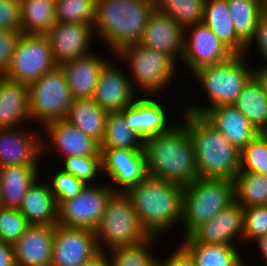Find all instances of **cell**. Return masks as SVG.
<instances>
[{
	"instance_id": "obj_1",
	"label": "cell",
	"mask_w": 267,
	"mask_h": 266,
	"mask_svg": "<svg viewBox=\"0 0 267 266\" xmlns=\"http://www.w3.org/2000/svg\"><path fill=\"white\" fill-rule=\"evenodd\" d=\"M148 176L182 186L199 178L190 133L185 124H175L167 133L143 141Z\"/></svg>"
},
{
	"instance_id": "obj_2",
	"label": "cell",
	"mask_w": 267,
	"mask_h": 266,
	"mask_svg": "<svg viewBox=\"0 0 267 266\" xmlns=\"http://www.w3.org/2000/svg\"><path fill=\"white\" fill-rule=\"evenodd\" d=\"M183 190L180 184L147 176L125 194L144 230L150 237H159L182 222Z\"/></svg>"
},
{
	"instance_id": "obj_3",
	"label": "cell",
	"mask_w": 267,
	"mask_h": 266,
	"mask_svg": "<svg viewBox=\"0 0 267 266\" xmlns=\"http://www.w3.org/2000/svg\"><path fill=\"white\" fill-rule=\"evenodd\" d=\"M155 0H96L94 34L111 52L140 43Z\"/></svg>"
},
{
	"instance_id": "obj_4",
	"label": "cell",
	"mask_w": 267,
	"mask_h": 266,
	"mask_svg": "<svg viewBox=\"0 0 267 266\" xmlns=\"http://www.w3.org/2000/svg\"><path fill=\"white\" fill-rule=\"evenodd\" d=\"M199 178L229 179L239 173L240 152L202 116L184 111Z\"/></svg>"
},
{
	"instance_id": "obj_5",
	"label": "cell",
	"mask_w": 267,
	"mask_h": 266,
	"mask_svg": "<svg viewBox=\"0 0 267 266\" xmlns=\"http://www.w3.org/2000/svg\"><path fill=\"white\" fill-rule=\"evenodd\" d=\"M247 58L245 54H234L225 61L202 67L194 72L195 78L209 99V107L192 104L183 110L202 116L212 107L234 105L243 87L254 75V69L246 63Z\"/></svg>"
},
{
	"instance_id": "obj_6",
	"label": "cell",
	"mask_w": 267,
	"mask_h": 266,
	"mask_svg": "<svg viewBox=\"0 0 267 266\" xmlns=\"http://www.w3.org/2000/svg\"><path fill=\"white\" fill-rule=\"evenodd\" d=\"M235 201L234 181L197 178L183 190L182 222L185 237Z\"/></svg>"
},
{
	"instance_id": "obj_7",
	"label": "cell",
	"mask_w": 267,
	"mask_h": 266,
	"mask_svg": "<svg viewBox=\"0 0 267 266\" xmlns=\"http://www.w3.org/2000/svg\"><path fill=\"white\" fill-rule=\"evenodd\" d=\"M99 251L136 245L150 238L142 227L131 199L115 192L106 203L102 220L95 230ZM106 247V248H105Z\"/></svg>"
},
{
	"instance_id": "obj_8",
	"label": "cell",
	"mask_w": 267,
	"mask_h": 266,
	"mask_svg": "<svg viewBox=\"0 0 267 266\" xmlns=\"http://www.w3.org/2000/svg\"><path fill=\"white\" fill-rule=\"evenodd\" d=\"M127 61L132 85L154 95L167 89L176 72V63L166 54L149 49L140 43L121 48L114 56ZM136 84H134V83ZM167 86V87H166ZM162 90V91H161Z\"/></svg>"
},
{
	"instance_id": "obj_9",
	"label": "cell",
	"mask_w": 267,
	"mask_h": 266,
	"mask_svg": "<svg viewBox=\"0 0 267 266\" xmlns=\"http://www.w3.org/2000/svg\"><path fill=\"white\" fill-rule=\"evenodd\" d=\"M30 117L44 127L66 119L74 98L61 67L45 73L29 85Z\"/></svg>"
},
{
	"instance_id": "obj_10",
	"label": "cell",
	"mask_w": 267,
	"mask_h": 266,
	"mask_svg": "<svg viewBox=\"0 0 267 266\" xmlns=\"http://www.w3.org/2000/svg\"><path fill=\"white\" fill-rule=\"evenodd\" d=\"M56 66L46 35L22 33L3 76L29 85Z\"/></svg>"
},
{
	"instance_id": "obj_11",
	"label": "cell",
	"mask_w": 267,
	"mask_h": 266,
	"mask_svg": "<svg viewBox=\"0 0 267 266\" xmlns=\"http://www.w3.org/2000/svg\"><path fill=\"white\" fill-rule=\"evenodd\" d=\"M98 185H86L78 195L62 201L58 205L57 224L95 231L102 220L107 201L115 193L108 183Z\"/></svg>"
},
{
	"instance_id": "obj_12",
	"label": "cell",
	"mask_w": 267,
	"mask_h": 266,
	"mask_svg": "<svg viewBox=\"0 0 267 266\" xmlns=\"http://www.w3.org/2000/svg\"><path fill=\"white\" fill-rule=\"evenodd\" d=\"M99 252L95 231L55 225L51 266H82Z\"/></svg>"
},
{
	"instance_id": "obj_13",
	"label": "cell",
	"mask_w": 267,
	"mask_h": 266,
	"mask_svg": "<svg viewBox=\"0 0 267 266\" xmlns=\"http://www.w3.org/2000/svg\"><path fill=\"white\" fill-rule=\"evenodd\" d=\"M234 53L204 23L185 29L182 61L192 73L229 59Z\"/></svg>"
},
{
	"instance_id": "obj_14",
	"label": "cell",
	"mask_w": 267,
	"mask_h": 266,
	"mask_svg": "<svg viewBox=\"0 0 267 266\" xmlns=\"http://www.w3.org/2000/svg\"><path fill=\"white\" fill-rule=\"evenodd\" d=\"M101 155L102 173L114 182L109 185L115 192L125 193L148 176L143 150L101 149Z\"/></svg>"
},
{
	"instance_id": "obj_15",
	"label": "cell",
	"mask_w": 267,
	"mask_h": 266,
	"mask_svg": "<svg viewBox=\"0 0 267 266\" xmlns=\"http://www.w3.org/2000/svg\"><path fill=\"white\" fill-rule=\"evenodd\" d=\"M244 208L236 201L198 226L182 243L237 245L243 240Z\"/></svg>"
},
{
	"instance_id": "obj_16",
	"label": "cell",
	"mask_w": 267,
	"mask_h": 266,
	"mask_svg": "<svg viewBox=\"0 0 267 266\" xmlns=\"http://www.w3.org/2000/svg\"><path fill=\"white\" fill-rule=\"evenodd\" d=\"M108 61L102 68L92 96L94 102L108 113L120 112L135 100L131 76Z\"/></svg>"
},
{
	"instance_id": "obj_17",
	"label": "cell",
	"mask_w": 267,
	"mask_h": 266,
	"mask_svg": "<svg viewBox=\"0 0 267 266\" xmlns=\"http://www.w3.org/2000/svg\"><path fill=\"white\" fill-rule=\"evenodd\" d=\"M92 32L94 33L93 24L55 23L46 34L55 63L60 65L90 54V44L96 35Z\"/></svg>"
},
{
	"instance_id": "obj_18",
	"label": "cell",
	"mask_w": 267,
	"mask_h": 266,
	"mask_svg": "<svg viewBox=\"0 0 267 266\" xmlns=\"http://www.w3.org/2000/svg\"><path fill=\"white\" fill-rule=\"evenodd\" d=\"M44 128L49 139L48 137L46 139L42 138V153L53 147V150L55 151L54 148H56V152L58 151L63 158L69 156H102L100 143L91 136L85 135L79 128L65 119L48 123ZM49 141L53 143L52 146Z\"/></svg>"
},
{
	"instance_id": "obj_19",
	"label": "cell",
	"mask_w": 267,
	"mask_h": 266,
	"mask_svg": "<svg viewBox=\"0 0 267 266\" xmlns=\"http://www.w3.org/2000/svg\"><path fill=\"white\" fill-rule=\"evenodd\" d=\"M184 39L185 29L168 15L154 9L140 44L166 54L177 63L176 60H181L183 56Z\"/></svg>"
},
{
	"instance_id": "obj_20",
	"label": "cell",
	"mask_w": 267,
	"mask_h": 266,
	"mask_svg": "<svg viewBox=\"0 0 267 266\" xmlns=\"http://www.w3.org/2000/svg\"><path fill=\"white\" fill-rule=\"evenodd\" d=\"M20 129H0V167L38 166V157L42 155V137L28 132L26 128Z\"/></svg>"
},
{
	"instance_id": "obj_21",
	"label": "cell",
	"mask_w": 267,
	"mask_h": 266,
	"mask_svg": "<svg viewBox=\"0 0 267 266\" xmlns=\"http://www.w3.org/2000/svg\"><path fill=\"white\" fill-rule=\"evenodd\" d=\"M130 128L143 141L152 136L167 133L174 125L169 123L168 112L157 99L141 97L120 111ZM168 118V119H167Z\"/></svg>"
},
{
	"instance_id": "obj_22",
	"label": "cell",
	"mask_w": 267,
	"mask_h": 266,
	"mask_svg": "<svg viewBox=\"0 0 267 266\" xmlns=\"http://www.w3.org/2000/svg\"><path fill=\"white\" fill-rule=\"evenodd\" d=\"M55 226L29 225L13 244L16 266H51Z\"/></svg>"
},
{
	"instance_id": "obj_23",
	"label": "cell",
	"mask_w": 267,
	"mask_h": 266,
	"mask_svg": "<svg viewBox=\"0 0 267 266\" xmlns=\"http://www.w3.org/2000/svg\"><path fill=\"white\" fill-rule=\"evenodd\" d=\"M202 117L239 152L260 133L234 105L212 107Z\"/></svg>"
},
{
	"instance_id": "obj_24",
	"label": "cell",
	"mask_w": 267,
	"mask_h": 266,
	"mask_svg": "<svg viewBox=\"0 0 267 266\" xmlns=\"http://www.w3.org/2000/svg\"><path fill=\"white\" fill-rule=\"evenodd\" d=\"M109 60L95 53L63 62V70L74 99L92 98L103 66Z\"/></svg>"
},
{
	"instance_id": "obj_25",
	"label": "cell",
	"mask_w": 267,
	"mask_h": 266,
	"mask_svg": "<svg viewBox=\"0 0 267 266\" xmlns=\"http://www.w3.org/2000/svg\"><path fill=\"white\" fill-rule=\"evenodd\" d=\"M31 120L29 86L0 77V129L16 128Z\"/></svg>"
},
{
	"instance_id": "obj_26",
	"label": "cell",
	"mask_w": 267,
	"mask_h": 266,
	"mask_svg": "<svg viewBox=\"0 0 267 266\" xmlns=\"http://www.w3.org/2000/svg\"><path fill=\"white\" fill-rule=\"evenodd\" d=\"M19 210L29 225H57L58 205L47 181L36 180L27 190Z\"/></svg>"
},
{
	"instance_id": "obj_27",
	"label": "cell",
	"mask_w": 267,
	"mask_h": 266,
	"mask_svg": "<svg viewBox=\"0 0 267 266\" xmlns=\"http://www.w3.org/2000/svg\"><path fill=\"white\" fill-rule=\"evenodd\" d=\"M39 169L25 165L0 167V206L19 209L27 190L40 178Z\"/></svg>"
},
{
	"instance_id": "obj_28",
	"label": "cell",
	"mask_w": 267,
	"mask_h": 266,
	"mask_svg": "<svg viewBox=\"0 0 267 266\" xmlns=\"http://www.w3.org/2000/svg\"><path fill=\"white\" fill-rule=\"evenodd\" d=\"M234 54H244L247 44L237 35L227 0H205L203 22Z\"/></svg>"
},
{
	"instance_id": "obj_29",
	"label": "cell",
	"mask_w": 267,
	"mask_h": 266,
	"mask_svg": "<svg viewBox=\"0 0 267 266\" xmlns=\"http://www.w3.org/2000/svg\"><path fill=\"white\" fill-rule=\"evenodd\" d=\"M107 115L108 112L92 98L74 99L65 120L101 143L105 136Z\"/></svg>"
},
{
	"instance_id": "obj_30",
	"label": "cell",
	"mask_w": 267,
	"mask_h": 266,
	"mask_svg": "<svg viewBox=\"0 0 267 266\" xmlns=\"http://www.w3.org/2000/svg\"><path fill=\"white\" fill-rule=\"evenodd\" d=\"M21 32L46 35L55 25L54 0H20Z\"/></svg>"
},
{
	"instance_id": "obj_31",
	"label": "cell",
	"mask_w": 267,
	"mask_h": 266,
	"mask_svg": "<svg viewBox=\"0 0 267 266\" xmlns=\"http://www.w3.org/2000/svg\"><path fill=\"white\" fill-rule=\"evenodd\" d=\"M234 106L261 132L267 126V99L253 75L243 87Z\"/></svg>"
},
{
	"instance_id": "obj_32",
	"label": "cell",
	"mask_w": 267,
	"mask_h": 266,
	"mask_svg": "<svg viewBox=\"0 0 267 266\" xmlns=\"http://www.w3.org/2000/svg\"><path fill=\"white\" fill-rule=\"evenodd\" d=\"M196 266H240L245 260L236 245L181 243Z\"/></svg>"
},
{
	"instance_id": "obj_33",
	"label": "cell",
	"mask_w": 267,
	"mask_h": 266,
	"mask_svg": "<svg viewBox=\"0 0 267 266\" xmlns=\"http://www.w3.org/2000/svg\"><path fill=\"white\" fill-rule=\"evenodd\" d=\"M237 35L246 43L253 38L259 18L265 13L264 0H227Z\"/></svg>"
},
{
	"instance_id": "obj_34",
	"label": "cell",
	"mask_w": 267,
	"mask_h": 266,
	"mask_svg": "<svg viewBox=\"0 0 267 266\" xmlns=\"http://www.w3.org/2000/svg\"><path fill=\"white\" fill-rule=\"evenodd\" d=\"M100 148L143 150V139L130 128L120 112H110L107 115L105 136Z\"/></svg>"
},
{
	"instance_id": "obj_35",
	"label": "cell",
	"mask_w": 267,
	"mask_h": 266,
	"mask_svg": "<svg viewBox=\"0 0 267 266\" xmlns=\"http://www.w3.org/2000/svg\"><path fill=\"white\" fill-rule=\"evenodd\" d=\"M235 201L243 208L266 205L267 174L238 173L234 179Z\"/></svg>"
},
{
	"instance_id": "obj_36",
	"label": "cell",
	"mask_w": 267,
	"mask_h": 266,
	"mask_svg": "<svg viewBox=\"0 0 267 266\" xmlns=\"http://www.w3.org/2000/svg\"><path fill=\"white\" fill-rule=\"evenodd\" d=\"M204 4V0H155V9L186 29L203 22Z\"/></svg>"
},
{
	"instance_id": "obj_37",
	"label": "cell",
	"mask_w": 267,
	"mask_h": 266,
	"mask_svg": "<svg viewBox=\"0 0 267 266\" xmlns=\"http://www.w3.org/2000/svg\"><path fill=\"white\" fill-rule=\"evenodd\" d=\"M158 237H150L136 245L113 248L107 253L111 266H157L158 256H153L149 251L150 244H155ZM154 241V242H153Z\"/></svg>"
},
{
	"instance_id": "obj_38",
	"label": "cell",
	"mask_w": 267,
	"mask_h": 266,
	"mask_svg": "<svg viewBox=\"0 0 267 266\" xmlns=\"http://www.w3.org/2000/svg\"><path fill=\"white\" fill-rule=\"evenodd\" d=\"M96 0H55L56 23H85L95 21Z\"/></svg>"
},
{
	"instance_id": "obj_39",
	"label": "cell",
	"mask_w": 267,
	"mask_h": 266,
	"mask_svg": "<svg viewBox=\"0 0 267 266\" xmlns=\"http://www.w3.org/2000/svg\"><path fill=\"white\" fill-rule=\"evenodd\" d=\"M239 173L267 174V140L261 133L240 151Z\"/></svg>"
},
{
	"instance_id": "obj_40",
	"label": "cell",
	"mask_w": 267,
	"mask_h": 266,
	"mask_svg": "<svg viewBox=\"0 0 267 266\" xmlns=\"http://www.w3.org/2000/svg\"><path fill=\"white\" fill-rule=\"evenodd\" d=\"M63 162L62 170L72 174L86 185H92L97 175L102 173V156H69L63 158Z\"/></svg>"
},
{
	"instance_id": "obj_41",
	"label": "cell",
	"mask_w": 267,
	"mask_h": 266,
	"mask_svg": "<svg viewBox=\"0 0 267 266\" xmlns=\"http://www.w3.org/2000/svg\"><path fill=\"white\" fill-rule=\"evenodd\" d=\"M29 226L19 209L0 206V240L15 244Z\"/></svg>"
},
{
	"instance_id": "obj_42",
	"label": "cell",
	"mask_w": 267,
	"mask_h": 266,
	"mask_svg": "<svg viewBox=\"0 0 267 266\" xmlns=\"http://www.w3.org/2000/svg\"><path fill=\"white\" fill-rule=\"evenodd\" d=\"M49 183L50 191L54 195L57 205L64 200L75 197L86 186L83 181L62 169L58 170L55 175H53V178Z\"/></svg>"
},
{
	"instance_id": "obj_43",
	"label": "cell",
	"mask_w": 267,
	"mask_h": 266,
	"mask_svg": "<svg viewBox=\"0 0 267 266\" xmlns=\"http://www.w3.org/2000/svg\"><path fill=\"white\" fill-rule=\"evenodd\" d=\"M267 233V205L244 208L243 240L255 241Z\"/></svg>"
},
{
	"instance_id": "obj_44",
	"label": "cell",
	"mask_w": 267,
	"mask_h": 266,
	"mask_svg": "<svg viewBox=\"0 0 267 266\" xmlns=\"http://www.w3.org/2000/svg\"><path fill=\"white\" fill-rule=\"evenodd\" d=\"M21 31L20 0H0V31Z\"/></svg>"
},
{
	"instance_id": "obj_45",
	"label": "cell",
	"mask_w": 267,
	"mask_h": 266,
	"mask_svg": "<svg viewBox=\"0 0 267 266\" xmlns=\"http://www.w3.org/2000/svg\"><path fill=\"white\" fill-rule=\"evenodd\" d=\"M21 34V31H0V72L2 74L10 66L14 50Z\"/></svg>"
},
{
	"instance_id": "obj_46",
	"label": "cell",
	"mask_w": 267,
	"mask_h": 266,
	"mask_svg": "<svg viewBox=\"0 0 267 266\" xmlns=\"http://www.w3.org/2000/svg\"><path fill=\"white\" fill-rule=\"evenodd\" d=\"M257 43L258 49H259V53L261 55V57H263L264 62L266 64H263V66L261 67H267V13H264L260 18L259 21L257 23V27L254 33L253 38L248 42L247 46H246V50H245V56H250L248 55L250 49H252L251 47L253 46V44ZM252 45V46H251Z\"/></svg>"
},
{
	"instance_id": "obj_47",
	"label": "cell",
	"mask_w": 267,
	"mask_h": 266,
	"mask_svg": "<svg viewBox=\"0 0 267 266\" xmlns=\"http://www.w3.org/2000/svg\"><path fill=\"white\" fill-rule=\"evenodd\" d=\"M157 266H196V264L190 253L180 244L164 262L158 258Z\"/></svg>"
},
{
	"instance_id": "obj_48",
	"label": "cell",
	"mask_w": 267,
	"mask_h": 266,
	"mask_svg": "<svg viewBox=\"0 0 267 266\" xmlns=\"http://www.w3.org/2000/svg\"><path fill=\"white\" fill-rule=\"evenodd\" d=\"M0 266H16L13 245L0 240Z\"/></svg>"
},
{
	"instance_id": "obj_49",
	"label": "cell",
	"mask_w": 267,
	"mask_h": 266,
	"mask_svg": "<svg viewBox=\"0 0 267 266\" xmlns=\"http://www.w3.org/2000/svg\"><path fill=\"white\" fill-rule=\"evenodd\" d=\"M107 252L100 251L91 260L85 262L82 266H111V261Z\"/></svg>"
},
{
	"instance_id": "obj_50",
	"label": "cell",
	"mask_w": 267,
	"mask_h": 266,
	"mask_svg": "<svg viewBox=\"0 0 267 266\" xmlns=\"http://www.w3.org/2000/svg\"><path fill=\"white\" fill-rule=\"evenodd\" d=\"M254 76L262 85L264 95L267 99V67H257L254 69Z\"/></svg>"
},
{
	"instance_id": "obj_51",
	"label": "cell",
	"mask_w": 267,
	"mask_h": 266,
	"mask_svg": "<svg viewBox=\"0 0 267 266\" xmlns=\"http://www.w3.org/2000/svg\"><path fill=\"white\" fill-rule=\"evenodd\" d=\"M260 250L261 257L264 258L265 264L267 265V233L255 240Z\"/></svg>"
},
{
	"instance_id": "obj_52",
	"label": "cell",
	"mask_w": 267,
	"mask_h": 266,
	"mask_svg": "<svg viewBox=\"0 0 267 266\" xmlns=\"http://www.w3.org/2000/svg\"><path fill=\"white\" fill-rule=\"evenodd\" d=\"M260 133L267 140V126Z\"/></svg>"
},
{
	"instance_id": "obj_53",
	"label": "cell",
	"mask_w": 267,
	"mask_h": 266,
	"mask_svg": "<svg viewBox=\"0 0 267 266\" xmlns=\"http://www.w3.org/2000/svg\"><path fill=\"white\" fill-rule=\"evenodd\" d=\"M265 13H267V0L265 1Z\"/></svg>"
}]
</instances>
